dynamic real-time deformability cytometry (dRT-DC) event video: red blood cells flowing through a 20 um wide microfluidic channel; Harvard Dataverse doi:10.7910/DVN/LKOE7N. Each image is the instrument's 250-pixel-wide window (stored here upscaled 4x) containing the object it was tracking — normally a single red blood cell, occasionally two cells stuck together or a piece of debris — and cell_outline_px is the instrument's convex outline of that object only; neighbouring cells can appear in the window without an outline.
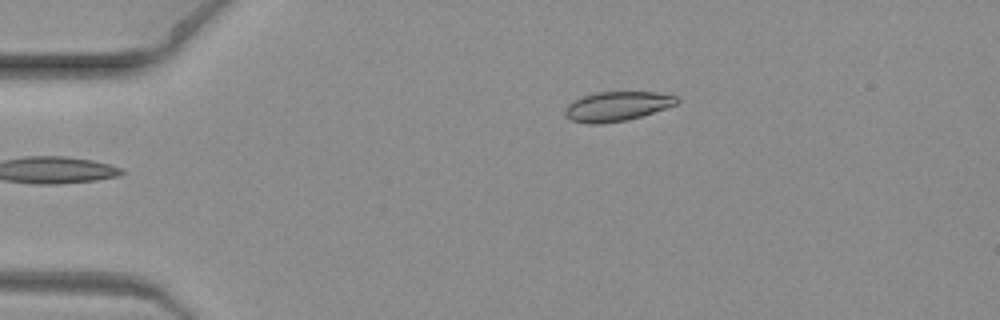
{"species": "common noctule bat (a hibernating species)", "species_latin": "Nyctalus noctula", "temperature_condition": "warm", "stored_images_in_passage": 8, "camera_frame_rate_fps": 3000, "um_per_image_px": 0.085, "animal": {"sex": "female", "body_mass_g": 19.3, "forearm_length_mm": 54.1}, "frame": {"image": 1, "passage_image": 8, "time_ms": 2.333, "image_size_px": [1000, 320], "cell_outline_px": [[680, 100], [676, 104], [640, 116], [624, 120], [600, 124], [588, 124], [572, 120], [564, 116], [564, 112], [568, 104], [584, 96], [596, 92], [656, 92], [676, 96]], "centroid_in_image_um": [52.42, 9.03], "position_along_channel_um": 32.6, "area_um2": 18.9}}